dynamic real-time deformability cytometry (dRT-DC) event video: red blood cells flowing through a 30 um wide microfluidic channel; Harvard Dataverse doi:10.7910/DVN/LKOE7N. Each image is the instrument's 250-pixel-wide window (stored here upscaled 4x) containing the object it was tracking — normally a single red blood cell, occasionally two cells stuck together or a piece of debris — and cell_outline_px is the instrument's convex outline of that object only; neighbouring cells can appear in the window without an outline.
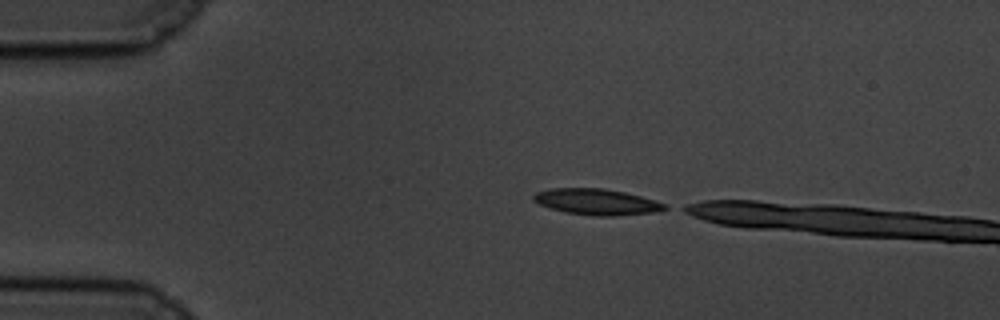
{"species": "common noctule bat (a hibernating species)", "species_latin": "Nyctalus noctula", "temperature_condition": "cold", "stored_images_in_passage": 4, "camera_frame_rate_fps": 3000, "um_per_image_px": 0.085, "animal": {"sex": "male", "body_mass_g": 19.5, "forearm_length_mm": 54.6}, "frame": {"image": 1, "passage_image": 1, "time_ms": 0.0, "image_size_px": [1000, 320], "cell_outline_px": [[668, 208], [656, 212], [616, 216], [596, 216], [564, 212], [540, 204], [532, 200], [532, 196], [536, 192], [552, 188], [604, 188], [624, 192], [656, 200], [668, 204]], "centroid_in_image_um": [50.75, 17.16], "position_along_channel_um": 34.2, "area_um2": 20.0}}